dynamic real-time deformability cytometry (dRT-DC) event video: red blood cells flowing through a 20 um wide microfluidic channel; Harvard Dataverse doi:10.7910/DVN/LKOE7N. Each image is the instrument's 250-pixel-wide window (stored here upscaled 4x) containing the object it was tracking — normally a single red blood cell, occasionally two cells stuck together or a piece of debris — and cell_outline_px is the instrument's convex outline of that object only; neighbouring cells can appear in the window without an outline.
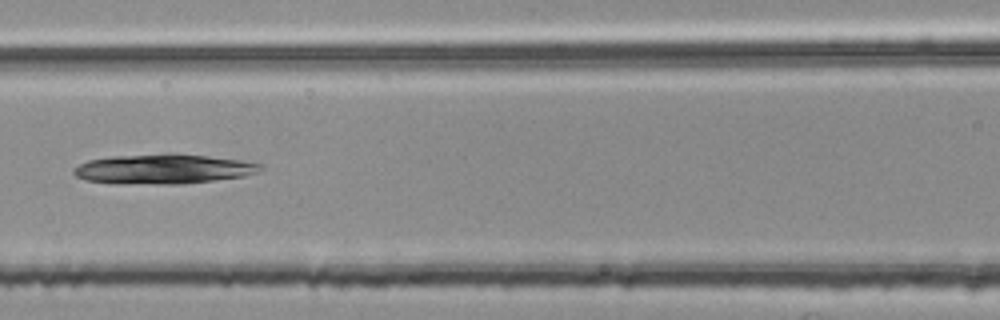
{"species": "common noctule bat (a hibernating species)", "species_latin": "Nyctalus noctula", "temperature_condition": "room temperature", "stored_images_in_passage": 53, "camera_frame_rate_fps": 3000, "um_per_image_px": 0.085, "animal": {"sex": "female", "body_mass_g": 25.1}, "frame": {"image": 1, "passage_image": 23, "time_ms": 7.333, "image_size_px": [1000, 320], "cell_outline_px": [[264, 168], [256, 172], [244, 176], [180, 184], [120, 184], [84, 180], [76, 176], [72, 172], [72, 168], [88, 160], [112, 156], [172, 152], [208, 156], [240, 160], [264, 164]], "centroid_in_image_um": [13.85, 14.35], "position_along_channel_um": 152.8, "area_um2": 32.77}}
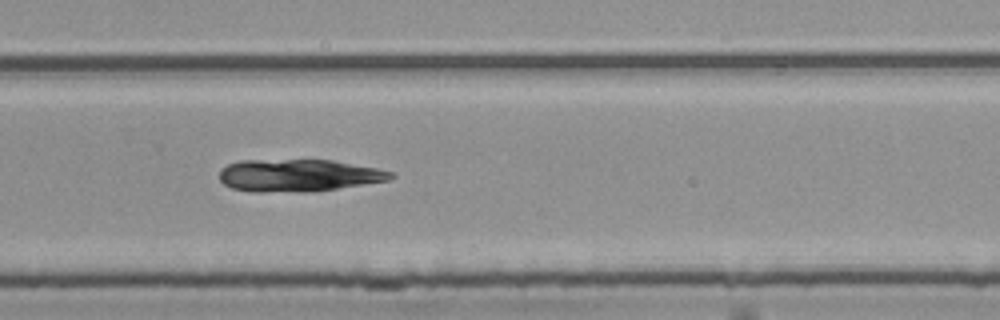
{"frame": {"image": 2, "passage_image": 35, "time_ms": 11.333, "image_size_px": [1000, 320], "cell_outline_px": [[396, 176], [388, 180], [312, 192], [252, 192], [232, 188], [224, 184], [220, 180], [220, 168], [228, 164], [240, 160], [332, 160], [376, 168], [396, 172]], "centroid_in_image_um": [25.36, 14.91], "position_along_channel_um": 304.4, "area_um2": 32.43}}
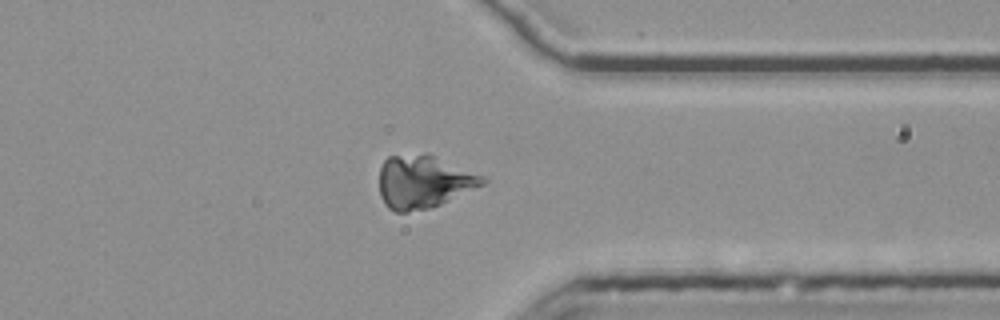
{"frame": {"image": 3, "passage_image": 41, "time_ms": 13.333, "image_size_px": [1000, 320], "cell_outline_px": [[488, 180], [484, 184], [432, 208], [408, 212], [396, 212], [388, 208], [384, 204], [380, 196], [380, 168], [384, 160], [388, 156], [424, 152], [428, 152], [488, 176]], "centroid_in_image_um": [36.04, 15.42], "position_along_channel_um": 375.4, "area_um2": 32.71}}